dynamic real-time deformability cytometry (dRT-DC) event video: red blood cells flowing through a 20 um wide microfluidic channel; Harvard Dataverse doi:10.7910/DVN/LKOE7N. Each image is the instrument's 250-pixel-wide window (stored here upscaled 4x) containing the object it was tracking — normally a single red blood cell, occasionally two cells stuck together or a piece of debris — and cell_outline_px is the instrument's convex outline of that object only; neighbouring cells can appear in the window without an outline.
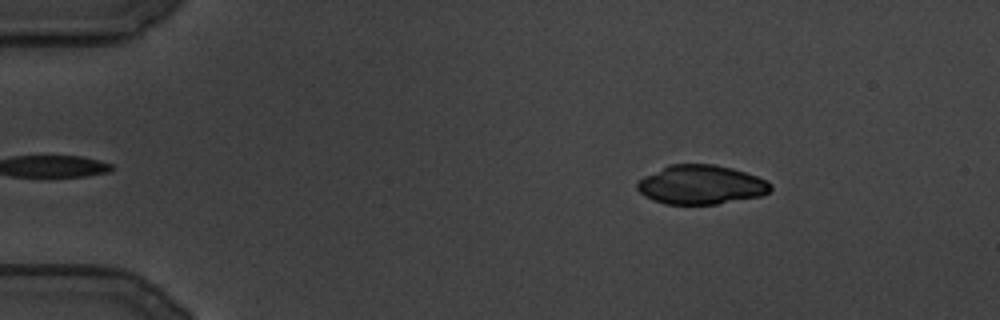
{"species": "common noctule bat (a hibernating species)", "species_latin": "Nyctalus noctula", "temperature_condition": "cold", "stored_images_in_passage": 112, "segment_of_instrument_passage": [1, 2], "camera_frame_rate_fps": 3000, "um_per_image_px": 0.085, "animal": {"sex": "male", "body_mass_g": 19.5, "forearm_length_mm": 54.6}, "frame": {"image": 1, "passage_image": 13, "time_ms": 4.0, "image_size_px": [1000, 320], "cell_outline_px": [[772, 188], [768, 192], [760, 196], [716, 204], [664, 204], [652, 200], [644, 196], [636, 188], [636, 184], [644, 176], [668, 164], [712, 164], [732, 168], [756, 176], [772, 184]], "centroid_in_image_um": [59.55, 15.7], "position_along_channel_um": 25.5, "area_um2": 30.35}}